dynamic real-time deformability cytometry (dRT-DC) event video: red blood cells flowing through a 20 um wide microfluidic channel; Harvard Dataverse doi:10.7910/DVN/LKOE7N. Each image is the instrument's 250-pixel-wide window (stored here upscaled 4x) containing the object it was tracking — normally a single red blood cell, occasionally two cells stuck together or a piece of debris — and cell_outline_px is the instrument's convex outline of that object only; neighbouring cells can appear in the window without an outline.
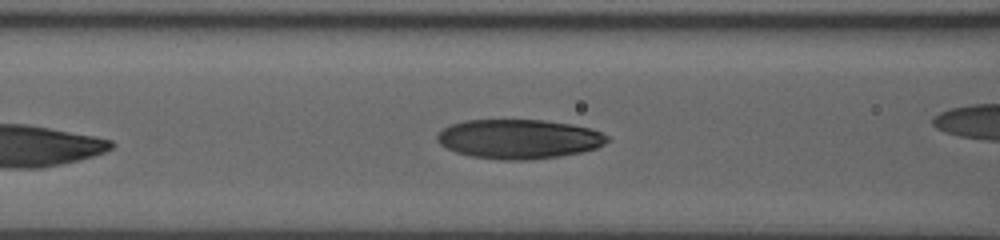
{"species": "human", "species_latin": "Homo sapiens", "temperature_condition": "room temperature", "stored_images_in_passage": 17, "camera_frame_rate_fps": 3000, "um_per_image_px": 0.085, "donor": {"sex": "male"}, "frame": {"image": 1, "passage_image": 8, "time_ms": 2.333, "image_size_px": [1000, 240], "cell_outline_px": [[612, 140], [596, 148], [580, 152], [556, 156], [528, 160], [500, 160], [472, 156], [456, 152], [440, 144], [436, 140], [436, 136], [444, 128], [452, 124], [464, 120], [544, 120], [572, 124], [592, 128], [608, 136]], "centroid_in_image_um": [44.12, 11.81], "position_along_channel_um": 122.5, "area_um2": 39.02}}